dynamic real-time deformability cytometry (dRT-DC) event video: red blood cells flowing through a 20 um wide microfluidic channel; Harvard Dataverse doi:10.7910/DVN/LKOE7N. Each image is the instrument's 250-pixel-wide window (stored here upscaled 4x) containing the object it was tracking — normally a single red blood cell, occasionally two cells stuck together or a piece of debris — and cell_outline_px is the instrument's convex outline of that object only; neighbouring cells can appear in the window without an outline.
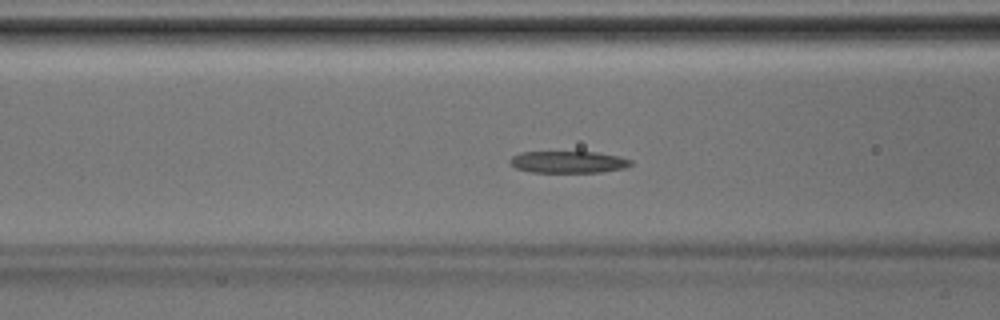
{"species": "Egyptian fruit bat (a non-hibernating species)", "species_latin": "Rousettus aegyptiacus", "temperature_condition": "room temperature", "stored_images_in_passage": 42, "camera_frame_rate_fps": 3000, "um_per_image_px": 0.085, "animal": {"sex": "male"}, "frame": {"image": 1, "passage_image": 16, "time_ms": 5.0, "image_size_px": [1000, 320], "cell_outline_px": [[632, 164], [624, 168], [600, 172], [532, 172], [516, 168], [508, 160], [512, 156], [520, 152], [596, 152], [620, 156], [632, 160]], "centroid_in_image_um": [48.31, 13.76], "position_along_channel_um": 118.3, "area_um2": 15.37}}
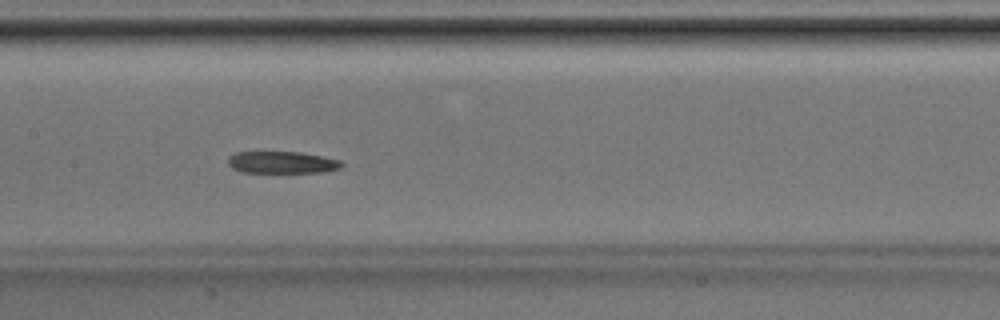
{"frame": {"image": 2, "passage_image": 20, "time_ms": 6.333, "image_size_px": [1000, 320], "cell_outline_px": [[344, 164], [340, 168], [324, 172], [240, 172], [232, 168], [228, 164], [228, 156], [236, 152], [300, 152], [324, 156], [340, 160]], "centroid_in_image_um": [23.97, 13.8], "position_along_channel_um": 183.4, "area_um2": 14.62}}
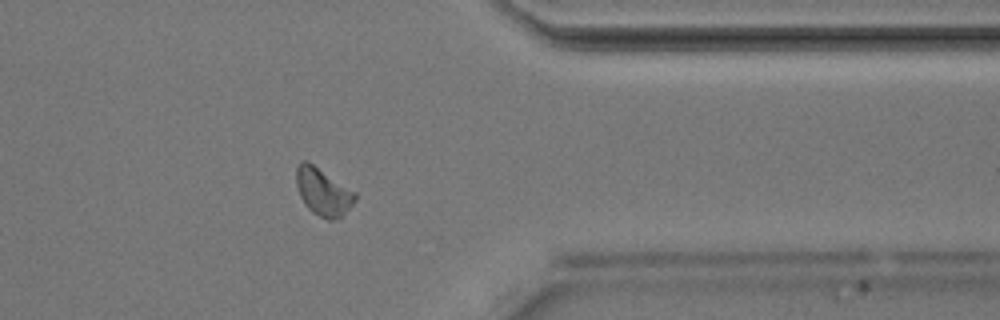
{"frame": {"image": 3, "passage_image": 33, "time_ms": 10.667, "image_size_px": [1000, 320], "cell_outline_px": [[356, 200], [340, 216], [332, 220], [328, 220], [312, 212], [304, 204], [300, 196], [296, 184], [296, 168], [300, 160], [308, 160], [356, 192]], "centroid_in_image_um": [27.43, 16.26], "position_along_channel_um": 384.0, "area_um2": 16.24}}